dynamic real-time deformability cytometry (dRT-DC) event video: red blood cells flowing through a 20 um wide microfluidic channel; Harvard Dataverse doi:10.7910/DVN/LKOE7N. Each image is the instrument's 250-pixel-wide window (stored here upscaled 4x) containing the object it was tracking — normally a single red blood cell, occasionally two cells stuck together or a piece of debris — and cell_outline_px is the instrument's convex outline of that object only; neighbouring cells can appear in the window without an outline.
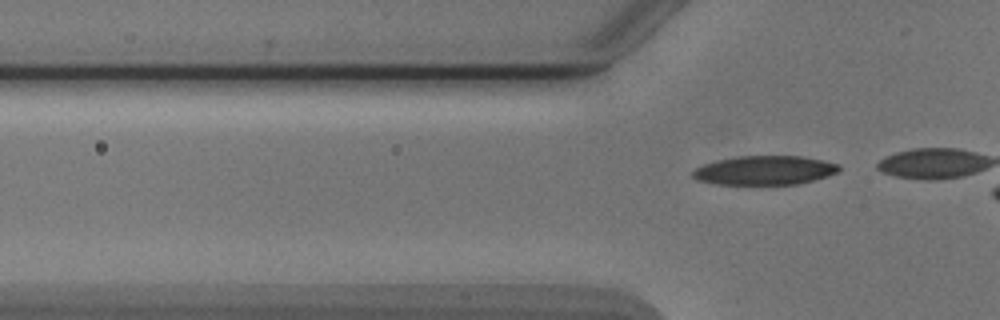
{"species": "Egyptian fruit bat (a non-hibernating species)", "species_latin": "Rousettus aegyptiacus", "temperature_condition": "cold", "stored_images_in_passage": 4, "camera_frame_rate_fps": 3000, "um_per_image_px": 0.085, "animal": {"sex": "male"}, "frame": {"image": 1, "passage_image": 2, "time_ms": 2.0, "image_size_px": [1000, 320], "cell_outline_px": [[840, 168], [836, 172], [828, 176], [796, 184], [716, 184], [700, 180], [692, 176], [692, 172], [696, 168], [704, 164], [720, 160], [740, 156], [800, 156], [824, 160], [840, 164]], "centroid_in_image_um": [65.03, 14.47], "position_along_channel_um": 60.8, "area_um2": 24.45}}